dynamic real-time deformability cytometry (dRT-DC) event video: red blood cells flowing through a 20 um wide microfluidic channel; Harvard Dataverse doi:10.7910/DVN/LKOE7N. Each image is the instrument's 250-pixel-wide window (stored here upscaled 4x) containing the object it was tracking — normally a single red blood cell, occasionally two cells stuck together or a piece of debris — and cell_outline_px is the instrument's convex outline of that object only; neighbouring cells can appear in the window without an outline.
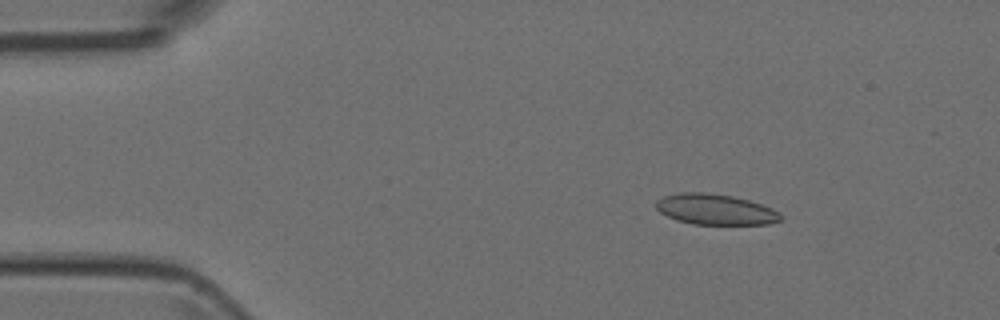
{"species": "Egyptian fruit bat (a non-hibernating species)", "species_latin": "Rousettus aegyptiacus", "temperature_condition": "room temperature", "stored_images_in_passage": 48, "camera_frame_rate_fps": 3000, "um_per_image_px": 0.085, "animal": {"sex": "female"}, "frame": {"image": 1, "passage_image": 5, "time_ms": 1.333, "image_size_px": [1000, 320], "cell_outline_px": [[780, 220], [768, 224], [692, 224], [676, 220], [660, 212], [656, 208], [656, 200], [664, 196], [680, 192], [704, 192], [732, 196], [748, 200], [772, 208], [780, 212]], "centroid_in_image_um": [60.77, 17.8], "position_along_channel_um": 24.2, "area_um2": 22.14}}
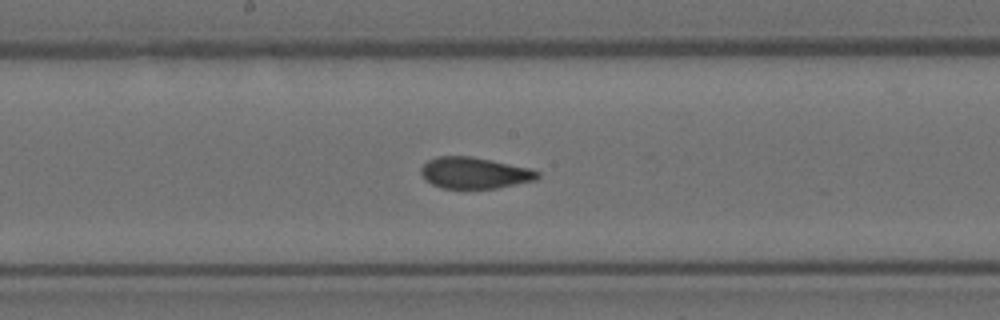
{"frame": {"image": 2, "passage_image": 24, "time_ms": 7.667, "image_size_px": [1000, 320], "cell_outline_px": [[540, 176], [536, 180], [496, 188], [440, 188], [432, 184], [420, 172], [420, 168], [428, 160], [436, 156], [472, 156], [492, 160], [528, 168], [540, 172]], "centroid_in_image_um": [40.33, 14.69], "position_along_channel_um": 207.9, "area_um2": 21.15}}
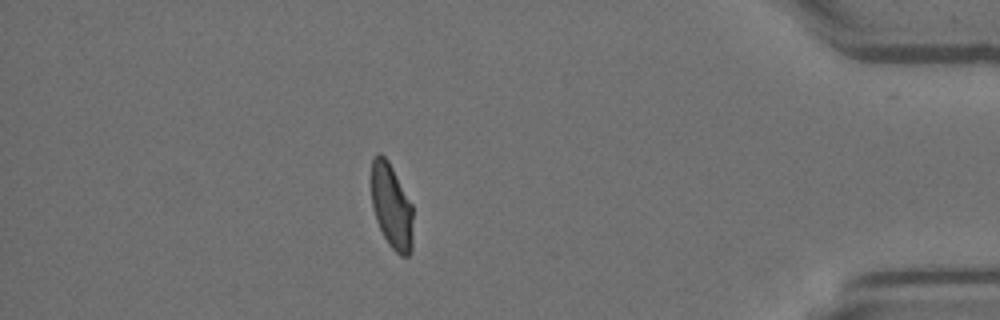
{"frame": {"image": 3, "passage_image": 42, "time_ms": 13.667, "image_size_px": [1000, 320], "cell_outline_px": [[412, 248], [408, 256], [400, 256], [388, 244], [376, 220], [372, 208], [372, 156], [376, 152], [380, 152], [388, 160], [412, 204]], "centroid_in_image_um": [33.27, 17.52], "position_along_channel_um": 401.9, "area_um2": 20.63}}